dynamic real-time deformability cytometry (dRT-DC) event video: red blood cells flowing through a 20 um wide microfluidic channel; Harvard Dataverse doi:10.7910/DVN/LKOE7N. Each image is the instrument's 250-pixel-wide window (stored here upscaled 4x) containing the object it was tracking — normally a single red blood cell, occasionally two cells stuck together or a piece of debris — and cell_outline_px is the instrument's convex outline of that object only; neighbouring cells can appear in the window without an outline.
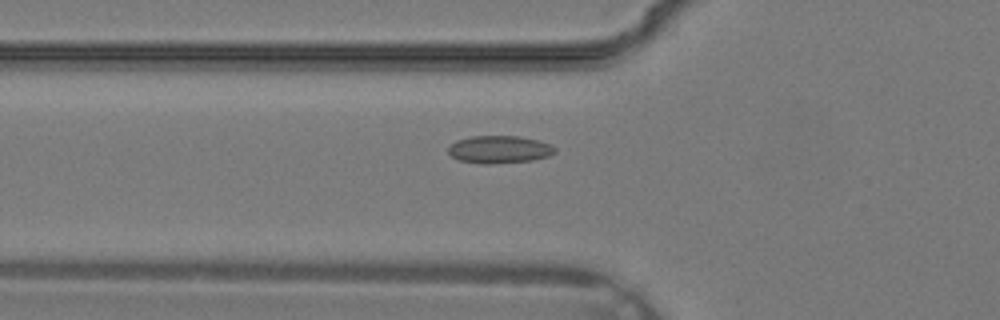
{"species": "common noctule bat (a hibernating species)", "species_latin": "Nyctalus noctula", "temperature_condition": "warm", "stored_images_in_passage": 36, "camera_frame_rate_fps": 3000, "um_per_image_px": 0.085, "animal": {"sex": "male", "body_mass_g": 19.2, "forearm_length_mm": 51.8}, "frame": {"image": 1, "passage_image": 14, "time_ms": 4.333, "image_size_px": [1000, 320], "cell_outline_px": [[556, 152], [548, 156], [532, 160], [488, 164], [480, 164], [460, 160], [452, 156], [448, 152], [448, 148], [456, 140], [472, 136], [516, 136], [536, 140], [548, 144], [556, 148]], "centroid_in_image_um": [42.42, 12.71], "position_along_channel_um": 83.4, "area_um2": 16.94}}
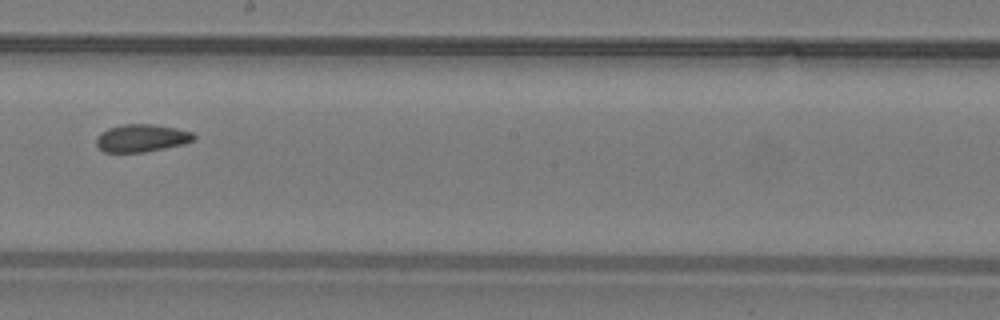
{"frame": {"image": 2, "passage_image": 22, "time_ms": 7.0, "image_size_px": [1000, 320], "cell_outline_px": [[196, 140], [184, 144], [144, 152], [104, 152], [96, 144], [96, 136], [100, 132], [108, 128], [124, 124], [152, 124], [176, 128], [192, 132], [196, 136]], "centroid_in_image_um": [12.04, 11.73], "position_along_channel_um": 236.2, "area_um2": 15.78}}
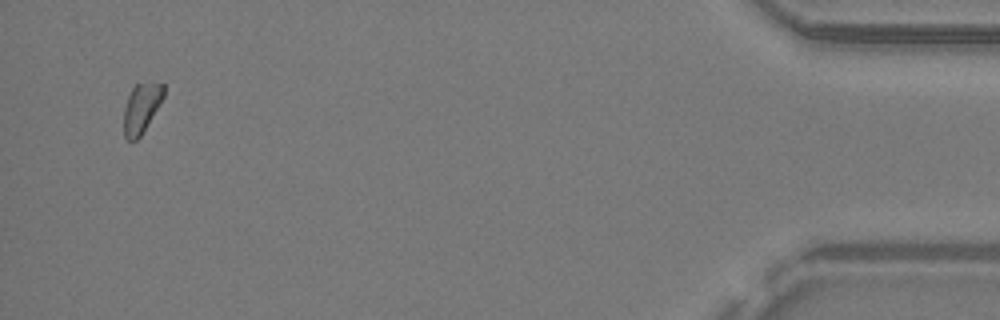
{"frame": {"image": 3, "passage_image": 36, "time_ms": 11.667, "image_size_px": [1000, 320], "cell_outline_px": [[164, 96], [140, 136], [136, 140], [128, 140], [124, 136], [124, 108], [128, 96], [132, 88], [136, 84], [164, 84]], "centroid_in_image_um": [11.99, 9.2], "position_along_channel_um": 423.2, "area_um2": 11.1}}